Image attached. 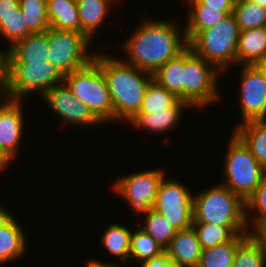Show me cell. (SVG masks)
<instances>
[{"mask_svg": "<svg viewBox=\"0 0 266 267\" xmlns=\"http://www.w3.org/2000/svg\"><path fill=\"white\" fill-rule=\"evenodd\" d=\"M132 34L119 44L124 61L153 74L188 47L184 26L178 19L164 20L144 16ZM178 21V22H176Z\"/></svg>", "mask_w": 266, "mask_h": 267, "instance_id": "cell-1", "label": "cell"}, {"mask_svg": "<svg viewBox=\"0 0 266 267\" xmlns=\"http://www.w3.org/2000/svg\"><path fill=\"white\" fill-rule=\"evenodd\" d=\"M94 60L102 70L110 92L114 123L127 124L139 112L153 75L105 51L99 53L97 50Z\"/></svg>", "mask_w": 266, "mask_h": 267, "instance_id": "cell-2", "label": "cell"}, {"mask_svg": "<svg viewBox=\"0 0 266 267\" xmlns=\"http://www.w3.org/2000/svg\"><path fill=\"white\" fill-rule=\"evenodd\" d=\"M192 209L193 222L226 226L235 235L249 234L245 202L221 183L193 194Z\"/></svg>", "mask_w": 266, "mask_h": 267, "instance_id": "cell-3", "label": "cell"}, {"mask_svg": "<svg viewBox=\"0 0 266 267\" xmlns=\"http://www.w3.org/2000/svg\"><path fill=\"white\" fill-rule=\"evenodd\" d=\"M240 29L233 15H228L215 26L198 32L188 47L198 56L213 64L221 73L236 65ZM230 66V67H229Z\"/></svg>", "mask_w": 266, "mask_h": 267, "instance_id": "cell-4", "label": "cell"}, {"mask_svg": "<svg viewBox=\"0 0 266 267\" xmlns=\"http://www.w3.org/2000/svg\"><path fill=\"white\" fill-rule=\"evenodd\" d=\"M227 143L220 183L245 202L260 184L266 169L233 132Z\"/></svg>", "mask_w": 266, "mask_h": 267, "instance_id": "cell-5", "label": "cell"}, {"mask_svg": "<svg viewBox=\"0 0 266 267\" xmlns=\"http://www.w3.org/2000/svg\"><path fill=\"white\" fill-rule=\"evenodd\" d=\"M72 94L103 124L114 123V111L105 78L93 59L88 65L64 76Z\"/></svg>", "mask_w": 266, "mask_h": 267, "instance_id": "cell-6", "label": "cell"}, {"mask_svg": "<svg viewBox=\"0 0 266 267\" xmlns=\"http://www.w3.org/2000/svg\"><path fill=\"white\" fill-rule=\"evenodd\" d=\"M219 74L223 73L187 47L184 50L183 101L196 110L219 102L223 99L219 92Z\"/></svg>", "mask_w": 266, "mask_h": 267, "instance_id": "cell-7", "label": "cell"}, {"mask_svg": "<svg viewBox=\"0 0 266 267\" xmlns=\"http://www.w3.org/2000/svg\"><path fill=\"white\" fill-rule=\"evenodd\" d=\"M64 77L46 61H9L6 98L22 100L30 93L43 96L47 91L63 83Z\"/></svg>", "mask_w": 266, "mask_h": 267, "instance_id": "cell-8", "label": "cell"}, {"mask_svg": "<svg viewBox=\"0 0 266 267\" xmlns=\"http://www.w3.org/2000/svg\"><path fill=\"white\" fill-rule=\"evenodd\" d=\"M91 44L92 41L84 33L49 28L46 60L64 77L94 59L96 51H92Z\"/></svg>", "mask_w": 266, "mask_h": 267, "instance_id": "cell-9", "label": "cell"}, {"mask_svg": "<svg viewBox=\"0 0 266 267\" xmlns=\"http://www.w3.org/2000/svg\"><path fill=\"white\" fill-rule=\"evenodd\" d=\"M166 174L162 168L134 171L115 180L111 190L124 198L134 215L140 218L154 207L159 184Z\"/></svg>", "mask_w": 266, "mask_h": 267, "instance_id": "cell-10", "label": "cell"}, {"mask_svg": "<svg viewBox=\"0 0 266 267\" xmlns=\"http://www.w3.org/2000/svg\"><path fill=\"white\" fill-rule=\"evenodd\" d=\"M167 176L159 184L153 209L162 214L177 231L189 229L193 223L192 188Z\"/></svg>", "mask_w": 266, "mask_h": 267, "instance_id": "cell-11", "label": "cell"}, {"mask_svg": "<svg viewBox=\"0 0 266 267\" xmlns=\"http://www.w3.org/2000/svg\"><path fill=\"white\" fill-rule=\"evenodd\" d=\"M238 107L242 120L233 128L249 121L266 120V64L240 65Z\"/></svg>", "mask_w": 266, "mask_h": 267, "instance_id": "cell-12", "label": "cell"}, {"mask_svg": "<svg viewBox=\"0 0 266 267\" xmlns=\"http://www.w3.org/2000/svg\"><path fill=\"white\" fill-rule=\"evenodd\" d=\"M39 99H43L47 107H50L48 109H51V112L58 116L56 118L61 120L60 122L63 121L62 125H70L72 128L95 125L99 128L102 125L90 109L72 94L64 82L47 91Z\"/></svg>", "mask_w": 266, "mask_h": 267, "instance_id": "cell-13", "label": "cell"}, {"mask_svg": "<svg viewBox=\"0 0 266 267\" xmlns=\"http://www.w3.org/2000/svg\"><path fill=\"white\" fill-rule=\"evenodd\" d=\"M22 100L5 98L0 103V154L11 164L20 154L25 133V114Z\"/></svg>", "mask_w": 266, "mask_h": 267, "instance_id": "cell-14", "label": "cell"}, {"mask_svg": "<svg viewBox=\"0 0 266 267\" xmlns=\"http://www.w3.org/2000/svg\"><path fill=\"white\" fill-rule=\"evenodd\" d=\"M24 228L9 209L0 214V267L25 256L29 242Z\"/></svg>", "mask_w": 266, "mask_h": 267, "instance_id": "cell-15", "label": "cell"}, {"mask_svg": "<svg viewBox=\"0 0 266 267\" xmlns=\"http://www.w3.org/2000/svg\"><path fill=\"white\" fill-rule=\"evenodd\" d=\"M191 108L186 102L178 100L171 108L151 113H137L127 124L137 130H146L153 134L171 132L177 127L183 116V111Z\"/></svg>", "mask_w": 266, "mask_h": 267, "instance_id": "cell-16", "label": "cell"}, {"mask_svg": "<svg viewBox=\"0 0 266 267\" xmlns=\"http://www.w3.org/2000/svg\"><path fill=\"white\" fill-rule=\"evenodd\" d=\"M202 251L193 227L176 231L165 249L167 256L181 267H198Z\"/></svg>", "mask_w": 266, "mask_h": 267, "instance_id": "cell-17", "label": "cell"}, {"mask_svg": "<svg viewBox=\"0 0 266 267\" xmlns=\"http://www.w3.org/2000/svg\"><path fill=\"white\" fill-rule=\"evenodd\" d=\"M117 1L120 0H76L81 33L93 42L95 36H98L99 29H102V25L106 23L105 19L109 17L107 16L110 14L109 11H112L118 3Z\"/></svg>", "mask_w": 266, "mask_h": 267, "instance_id": "cell-18", "label": "cell"}, {"mask_svg": "<svg viewBox=\"0 0 266 267\" xmlns=\"http://www.w3.org/2000/svg\"><path fill=\"white\" fill-rule=\"evenodd\" d=\"M266 64V27L240 31L236 66Z\"/></svg>", "mask_w": 266, "mask_h": 267, "instance_id": "cell-19", "label": "cell"}, {"mask_svg": "<svg viewBox=\"0 0 266 267\" xmlns=\"http://www.w3.org/2000/svg\"><path fill=\"white\" fill-rule=\"evenodd\" d=\"M186 13V22H184V30L187 42H189L198 32L209 29L219 22L223 21L228 14L218 9L208 8V6L200 4L197 0L192 1L188 5Z\"/></svg>", "mask_w": 266, "mask_h": 267, "instance_id": "cell-20", "label": "cell"}, {"mask_svg": "<svg viewBox=\"0 0 266 267\" xmlns=\"http://www.w3.org/2000/svg\"><path fill=\"white\" fill-rule=\"evenodd\" d=\"M266 169V120L249 121L232 131Z\"/></svg>", "mask_w": 266, "mask_h": 267, "instance_id": "cell-21", "label": "cell"}, {"mask_svg": "<svg viewBox=\"0 0 266 267\" xmlns=\"http://www.w3.org/2000/svg\"><path fill=\"white\" fill-rule=\"evenodd\" d=\"M50 28L81 33L76 0H47Z\"/></svg>", "mask_w": 266, "mask_h": 267, "instance_id": "cell-22", "label": "cell"}, {"mask_svg": "<svg viewBox=\"0 0 266 267\" xmlns=\"http://www.w3.org/2000/svg\"><path fill=\"white\" fill-rule=\"evenodd\" d=\"M48 30L35 32L9 48V61H46Z\"/></svg>", "mask_w": 266, "mask_h": 267, "instance_id": "cell-23", "label": "cell"}, {"mask_svg": "<svg viewBox=\"0 0 266 267\" xmlns=\"http://www.w3.org/2000/svg\"><path fill=\"white\" fill-rule=\"evenodd\" d=\"M132 230L121 223H113L105 227L100 235L101 247L113 257L119 258L121 264L129 263Z\"/></svg>", "mask_w": 266, "mask_h": 267, "instance_id": "cell-24", "label": "cell"}, {"mask_svg": "<svg viewBox=\"0 0 266 267\" xmlns=\"http://www.w3.org/2000/svg\"><path fill=\"white\" fill-rule=\"evenodd\" d=\"M184 51L154 72L153 79L183 101Z\"/></svg>", "mask_w": 266, "mask_h": 267, "instance_id": "cell-25", "label": "cell"}, {"mask_svg": "<svg viewBox=\"0 0 266 267\" xmlns=\"http://www.w3.org/2000/svg\"><path fill=\"white\" fill-rule=\"evenodd\" d=\"M142 216L143 217L137 218L134 226L136 227L137 224L158 244L166 249L169 246L172 238L175 236L177 230L162 214H160L153 208L149 209V211Z\"/></svg>", "mask_w": 266, "mask_h": 267, "instance_id": "cell-26", "label": "cell"}, {"mask_svg": "<svg viewBox=\"0 0 266 267\" xmlns=\"http://www.w3.org/2000/svg\"><path fill=\"white\" fill-rule=\"evenodd\" d=\"M250 234L236 235L231 241L203 249L198 267H232L237 247Z\"/></svg>", "mask_w": 266, "mask_h": 267, "instance_id": "cell-27", "label": "cell"}, {"mask_svg": "<svg viewBox=\"0 0 266 267\" xmlns=\"http://www.w3.org/2000/svg\"><path fill=\"white\" fill-rule=\"evenodd\" d=\"M164 252L165 249L138 225L137 228L132 230L129 264H133L134 262L140 264Z\"/></svg>", "mask_w": 266, "mask_h": 267, "instance_id": "cell-28", "label": "cell"}, {"mask_svg": "<svg viewBox=\"0 0 266 267\" xmlns=\"http://www.w3.org/2000/svg\"><path fill=\"white\" fill-rule=\"evenodd\" d=\"M232 15L240 31L266 27V8L248 0H235Z\"/></svg>", "mask_w": 266, "mask_h": 267, "instance_id": "cell-29", "label": "cell"}, {"mask_svg": "<svg viewBox=\"0 0 266 267\" xmlns=\"http://www.w3.org/2000/svg\"><path fill=\"white\" fill-rule=\"evenodd\" d=\"M24 22L32 32H43L50 28L47 0H19Z\"/></svg>", "mask_w": 266, "mask_h": 267, "instance_id": "cell-30", "label": "cell"}, {"mask_svg": "<svg viewBox=\"0 0 266 267\" xmlns=\"http://www.w3.org/2000/svg\"><path fill=\"white\" fill-rule=\"evenodd\" d=\"M173 93L167 91L154 79L148 84L144 99L138 113H153L171 108L177 101Z\"/></svg>", "mask_w": 266, "mask_h": 267, "instance_id": "cell-31", "label": "cell"}, {"mask_svg": "<svg viewBox=\"0 0 266 267\" xmlns=\"http://www.w3.org/2000/svg\"><path fill=\"white\" fill-rule=\"evenodd\" d=\"M202 249L231 241L236 235L226 226L213 223L193 222Z\"/></svg>", "mask_w": 266, "mask_h": 267, "instance_id": "cell-32", "label": "cell"}, {"mask_svg": "<svg viewBox=\"0 0 266 267\" xmlns=\"http://www.w3.org/2000/svg\"><path fill=\"white\" fill-rule=\"evenodd\" d=\"M245 220L249 231L258 223L266 221V174L245 201Z\"/></svg>", "mask_w": 266, "mask_h": 267, "instance_id": "cell-33", "label": "cell"}, {"mask_svg": "<svg viewBox=\"0 0 266 267\" xmlns=\"http://www.w3.org/2000/svg\"><path fill=\"white\" fill-rule=\"evenodd\" d=\"M232 267H266V256L251 235L237 247Z\"/></svg>", "mask_w": 266, "mask_h": 267, "instance_id": "cell-34", "label": "cell"}, {"mask_svg": "<svg viewBox=\"0 0 266 267\" xmlns=\"http://www.w3.org/2000/svg\"><path fill=\"white\" fill-rule=\"evenodd\" d=\"M31 33L24 22L21 10H17V15L0 17V37L6 39V43L8 41V49Z\"/></svg>", "mask_w": 266, "mask_h": 267, "instance_id": "cell-35", "label": "cell"}, {"mask_svg": "<svg viewBox=\"0 0 266 267\" xmlns=\"http://www.w3.org/2000/svg\"><path fill=\"white\" fill-rule=\"evenodd\" d=\"M140 267H181L176 262L171 260L167 253L164 252L163 254L153 257L151 259L145 260L141 262Z\"/></svg>", "mask_w": 266, "mask_h": 267, "instance_id": "cell-36", "label": "cell"}, {"mask_svg": "<svg viewBox=\"0 0 266 267\" xmlns=\"http://www.w3.org/2000/svg\"><path fill=\"white\" fill-rule=\"evenodd\" d=\"M9 49L0 48V86L6 90L8 85Z\"/></svg>", "mask_w": 266, "mask_h": 267, "instance_id": "cell-37", "label": "cell"}, {"mask_svg": "<svg viewBox=\"0 0 266 267\" xmlns=\"http://www.w3.org/2000/svg\"><path fill=\"white\" fill-rule=\"evenodd\" d=\"M200 4L208 6V8L218 9L232 15L235 0H197Z\"/></svg>", "mask_w": 266, "mask_h": 267, "instance_id": "cell-38", "label": "cell"}, {"mask_svg": "<svg viewBox=\"0 0 266 267\" xmlns=\"http://www.w3.org/2000/svg\"><path fill=\"white\" fill-rule=\"evenodd\" d=\"M251 237L260 245L266 256V221L255 225L250 231Z\"/></svg>", "mask_w": 266, "mask_h": 267, "instance_id": "cell-39", "label": "cell"}, {"mask_svg": "<svg viewBox=\"0 0 266 267\" xmlns=\"http://www.w3.org/2000/svg\"><path fill=\"white\" fill-rule=\"evenodd\" d=\"M17 10H20L19 0H0V17L17 15Z\"/></svg>", "mask_w": 266, "mask_h": 267, "instance_id": "cell-40", "label": "cell"}, {"mask_svg": "<svg viewBox=\"0 0 266 267\" xmlns=\"http://www.w3.org/2000/svg\"><path fill=\"white\" fill-rule=\"evenodd\" d=\"M116 263V264H115ZM125 267V264H119L117 262H104V260H97L96 258H91L86 261L85 267Z\"/></svg>", "mask_w": 266, "mask_h": 267, "instance_id": "cell-41", "label": "cell"}, {"mask_svg": "<svg viewBox=\"0 0 266 267\" xmlns=\"http://www.w3.org/2000/svg\"><path fill=\"white\" fill-rule=\"evenodd\" d=\"M10 163L0 154V173L4 174V170L9 169Z\"/></svg>", "mask_w": 266, "mask_h": 267, "instance_id": "cell-42", "label": "cell"}, {"mask_svg": "<svg viewBox=\"0 0 266 267\" xmlns=\"http://www.w3.org/2000/svg\"><path fill=\"white\" fill-rule=\"evenodd\" d=\"M248 1L255 3L261 7L266 8V0H248Z\"/></svg>", "mask_w": 266, "mask_h": 267, "instance_id": "cell-43", "label": "cell"}, {"mask_svg": "<svg viewBox=\"0 0 266 267\" xmlns=\"http://www.w3.org/2000/svg\"><path fill=\"white\" fill-rule=\"evenodd\" d=\"M6 98L5 90L0 86V103Z\"/></svg>", "mask_w": 266, "mask_h": 267, "instance_id": "cell-44", "label": "cell"}, {"mask_svg": "<svg viewBox=\"0 0 266 267\" xmlns=\"http://www.w3.org/2000/svg\"><path fill=\"white\" fill-rule=\"evenodd\" d=\"M2 204V205H1ZM7 209V207L3 204V203H0V214L2 212H4L5 210Z\"/></svg>", "mask_w": 266, "mask_h": 267, "instance_id": "cell-45", "label": "cell"}, {"mask_svg": "<svg viewBox=\"0 0 266 267\" xmlns=\"http://www.w3.org/2000/svg\"><path fill=\"white\" fill-rule=\"evenodd\" d=\"M186 1V5H188L189 3H191L192 1H195V0H185Z\"/></svg>", "mask_w": 266, "mask_h": 267, "instance_id": "cell-46", "label": "cell"}]
</instances>
